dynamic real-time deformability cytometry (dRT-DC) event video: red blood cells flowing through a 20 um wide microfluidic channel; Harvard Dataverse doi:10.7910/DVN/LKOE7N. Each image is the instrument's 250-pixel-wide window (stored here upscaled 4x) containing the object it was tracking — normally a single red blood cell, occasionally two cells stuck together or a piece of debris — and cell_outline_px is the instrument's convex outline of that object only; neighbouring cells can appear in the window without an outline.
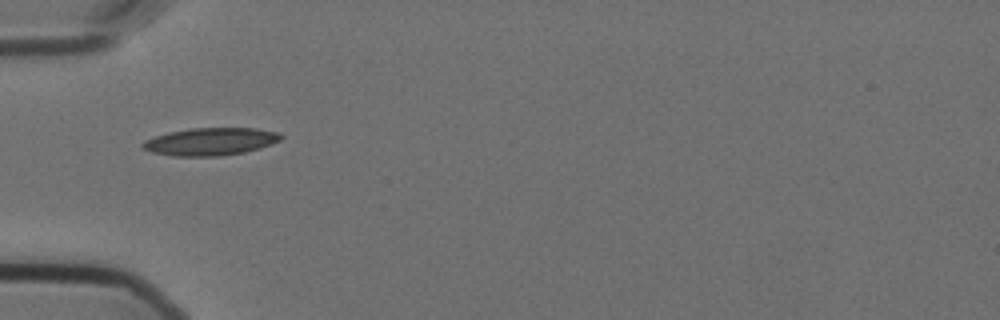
{"species": "Egyptian fruit bat (a non-hibernating species)", "species_latin": "Rousettus aegyptiacus", "temperature_condition": "cold", "stored_images_in_passage": 8, "camera_frame_rate_fps": 3000, "um_per_image_px": 0.085, "animal": {"sex": "female"}, "frame": {"image": 1, "passage_image": 1, "time_ms": 0.0, "image_size_px": [1000, 320], "cell_outline_px": [[284, 136], [280, 140], [272, 144], [260, 148], [244, 152], [220, 156], [172, 156], [152, 152], [140, 148], [140, 144], [144, 140], [168, 132], [188, 128], [256, 128], [280, 132]], "centroid_in_image_um": [17.89, 12.03], "position_along_channel_um": 67.1, "area_um2": 22.48}}
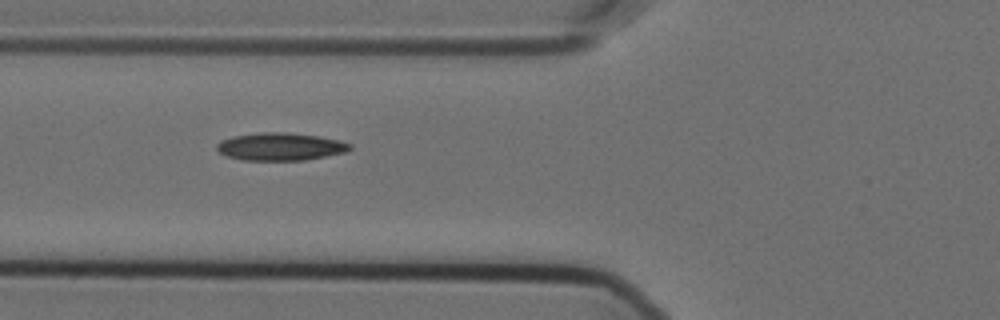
{"frame": {"image": 2, "passage_image": 4, "time_ms": 1.0, "image_size_px": [1000, 320], "cell_outline_px": [[352, 148], [344, 152], [304, 160], [240, 160], [228, 156], [220, 152], [216, 148], [216, 144], [220, 140], [232, 136], [260, 132], [288, 132], [320, 136], [340, 140], [352, 144]], "centroid_in_image_um": [23.82, 12.45], "position_along_channel_um": 102.0, "area_um2": 21.56}}
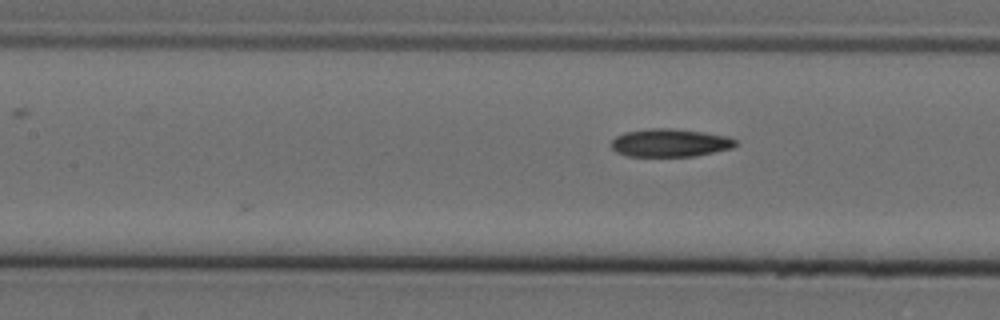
{"frame": {"image": 3, "passage_image": 8, "time_ms": 2.333, "image_size_px": [1000, 320], "cell_outline_px": [[736, 144], [732, 148], [696, 156], [628, 156], [616, 152], [612, 148], [612, 140], [616, 136], [624, 132], [652, 128], [672, 128], [704, 132], [728, 136], [736, 140]], "centroid_in_image_um": [56.95, 12.13], "position_along_channel_um": 150.4, "area_um2": 20.29}}